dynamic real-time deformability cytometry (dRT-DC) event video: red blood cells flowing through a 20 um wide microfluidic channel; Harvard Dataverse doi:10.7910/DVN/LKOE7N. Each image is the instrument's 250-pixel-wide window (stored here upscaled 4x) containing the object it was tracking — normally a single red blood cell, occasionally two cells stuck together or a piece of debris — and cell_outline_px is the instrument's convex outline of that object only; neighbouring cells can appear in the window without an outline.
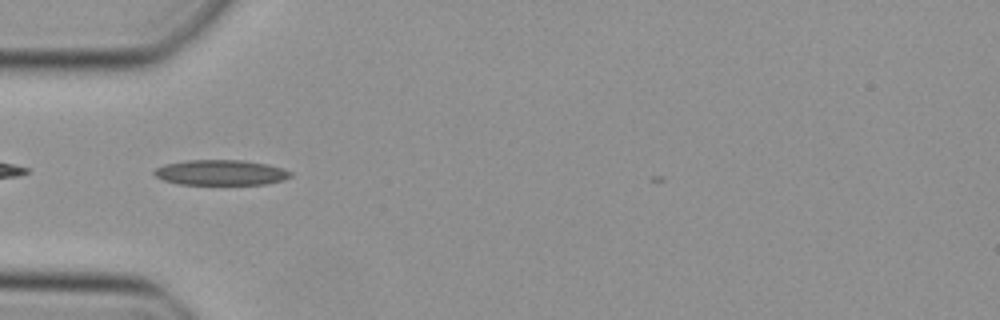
{"species": "Egyptian fruit bat (a non-hibernating species)", "species_latin": "Rousettus aegyptiacus", "temperature_condition": "cold", "stored_images_in_passage": 34, "camera_frame_rate_fps": 3000, "um_per_image_px": 0.085, "animal": {"sex": "female"}, "frame": {"image": 1, "passage_image": 6, "time_ms": 1.667, "image_size_px": [1000, 320], "cell_outline_px": [[292, 176], [284, 180], [268, 184], [180, 184], [164, 180], [156, 176], [152, 172], [156, 168], [164, 164], [188, 160], [244, 160], [268, 164], [284, 168], [292, 172]], "centroid_in_image_um": [18.81, 14.66], "position_along_channel_um": 66.2, "area_um2": 20.23}}
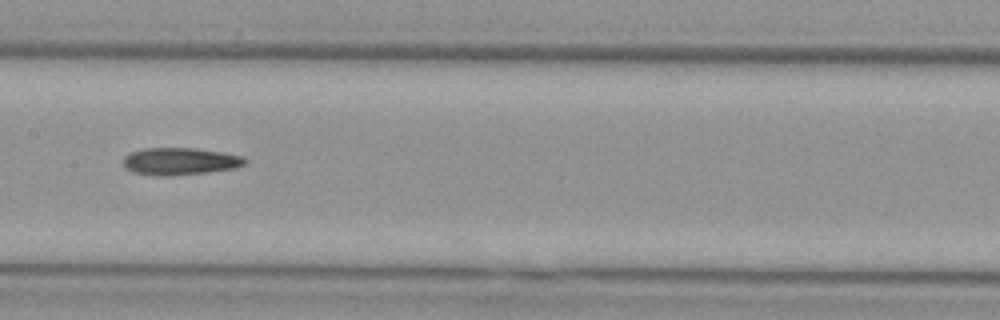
{"frame": {"image": 2, "passage_image": 15, "time_ms": 4.667, "image_size_px": [1000, 320], "cell_outline_px": [[248, 160], [244, 164], [236, 168], [208, 172], [168, 176], [164, 176], [132, 172], [124, 168], [124, 156], [128, 152], [144, 148], [196, 148], [224, 152], [244, 156]], "centroid_in_image_um": [15.31, 13.7], "position_along_channel_um": 192.1, "area_um2": 19.54}}
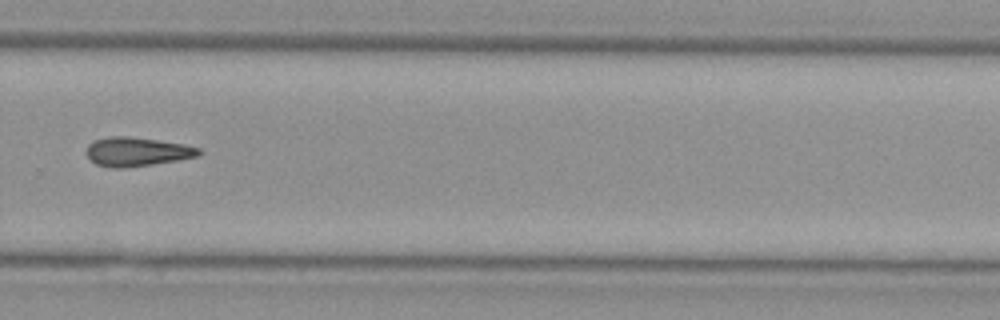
{"frame": {"image": 3, "passage_image": 24, "time_ms": 7.667, "image_size_px": [1000, 320], "cell_outline_px": [[200, 152], [196, 156], [180, 160], [152, 164], [120, 168], [112, 168], [96, 164], [88, 160], [84, 152], [88, 144], [92, 140], [108, 136], [128, 136], [184, 144], [200, 148]], "centroid_in_image_um": [11.55, 12.89], "position_along_channel_um": 318.3, "area_um2": 19.13}}